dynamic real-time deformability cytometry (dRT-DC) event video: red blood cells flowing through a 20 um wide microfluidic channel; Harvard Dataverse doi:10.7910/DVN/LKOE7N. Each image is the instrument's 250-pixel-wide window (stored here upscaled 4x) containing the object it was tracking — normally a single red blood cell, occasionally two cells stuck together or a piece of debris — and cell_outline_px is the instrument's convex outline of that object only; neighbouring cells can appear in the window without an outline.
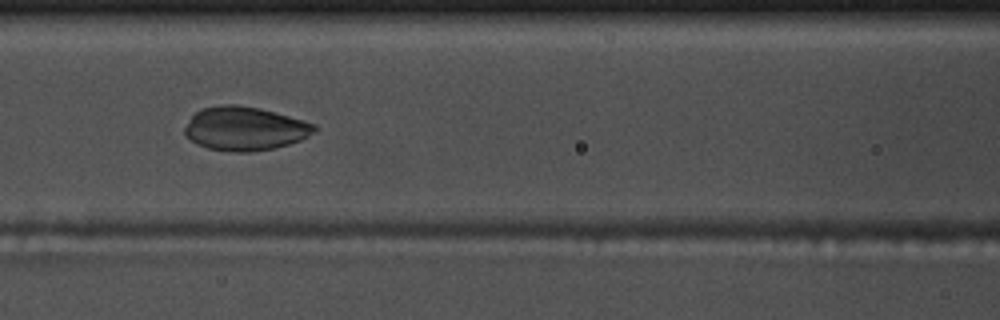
{"species": "common noctule bat (a hibernating species)", "species_latin": "Nyctalus noctula", "temperature_condition": "warm", "stored_images_in_passage": 53, "camera_frame_rate_fps": 3000, "um_per_image_px": 0.085, "animal": {"sex": "male", "body_mass_g": 17.5, "forearm_length_mm": 52.3}, "frame": {"image": 1, "passage_image": 23, "time_ms": 7.333, "image_size_px": [1000, 320], "cell_outline_px": [[320, 128], [316, 132], [300, 140], [276, 148], [252, 152], [232, 152], [208, 148], [196, 144], [184, 132], [184, 128], [192, 116], [200, 108], [220, 104], [236, 104], [260, 108], [304, 120], [316, 124]], "centroid_in_image_um": [20.84, 10.92], "position_along_channel_um": 145.8, "area_um2": 33.35}}